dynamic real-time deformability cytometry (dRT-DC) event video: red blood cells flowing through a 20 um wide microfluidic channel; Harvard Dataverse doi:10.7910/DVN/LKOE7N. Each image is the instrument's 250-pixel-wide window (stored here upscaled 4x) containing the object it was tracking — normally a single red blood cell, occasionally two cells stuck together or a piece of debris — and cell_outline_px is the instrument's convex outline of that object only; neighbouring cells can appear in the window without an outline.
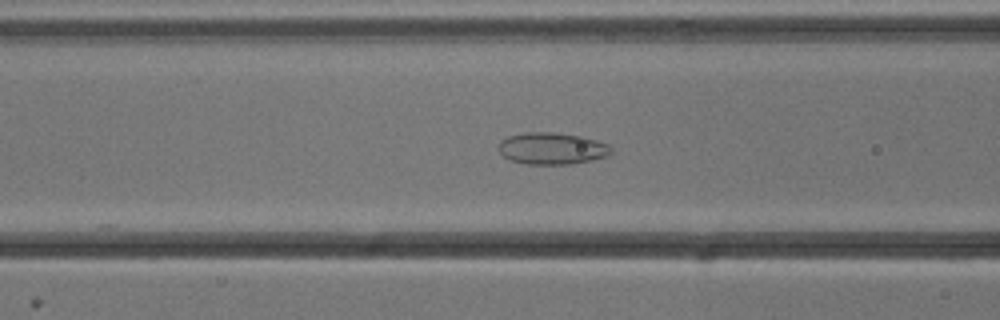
{"species": "common noctule bat (a hibernating species)", "species_latin": "Nyctalus noctula", "temperature_condition": "cold", "stored_images_in_passage": 41, "camera_frame_rate_fps": 3000, "um_per_image_px": 0.085, "animal": {"sex": "male", "body_mass_g": 13.3}, "frame": {"image": 1, "passage_image": 14, "time_ms": 4.333, "image_size_px": [1000, 320], "cell_outline_px": [[612, 152], [608, 156], [592, 160], [572, 164], [528, 164], [508, 160], [500, 152], [500, 140], [508, 136], [524, 132], [556, 132], [580, 136], [596, 140], [608, 144], [612, 148]], "centroid_in_image_um": [46.93, 12.62], "position_along_channel_um": 119.7, "area_um2": 20.98}}
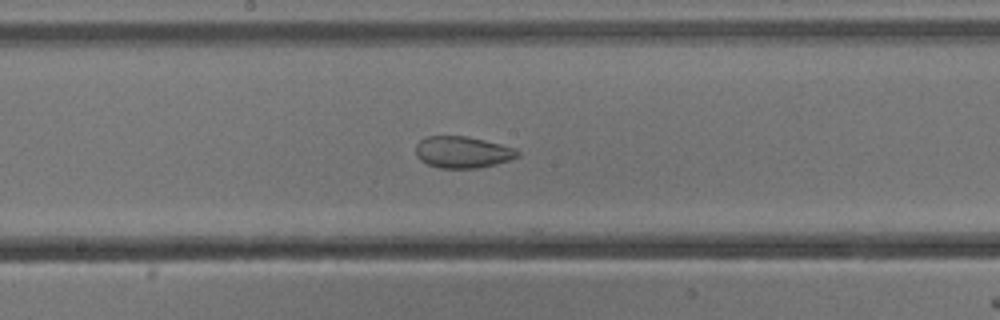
{"frame": {"image": 2, "passage_image": 21, "time_ms": 6.667, "image_size_px": [1000, 320], "cell_outline_px": [[520, 156], [496, 164], [476, 168], [440, 168], [428, 164], [420, 160], [416, 156], [416, 144], [420, 140], [428, 136], [468, 136], [516, 148], [520, 152]], "centroid_in_image_um": [39.32, 12.93], "position_along_channel_um": 208.9, "area_um2": 18.79}}
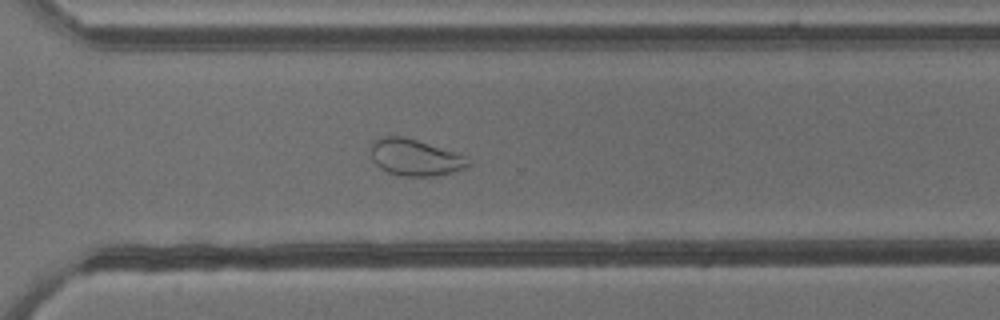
{"frame": {"image": 3, "passage_image": 31, "time_ms": 10.0, "image_size_px": [1000, 320], "cell_outline_px": [[472, 164], [464, 168], [452, 172], [432, 176], [404, 176], [388, 172], [380, 168], [372, 160], [368, 148], [376, 140], [384, 136], [404, 136], [464, 156], [472, 160]], "centroid_in_image_um": [35.24, 13.39], "position_along_channel_um": 335.4, "area_um2": 20.58}, "authors_computed_cell_mechanics": {"area_um2": 19.074, "velocity_mm_per_s": 3.8096, "shape_relaxation_time_tau1_ms": null, "shape_relaxation_time_tau2_ms": 1.9066, "deformation_change_tau1": null, "deformation_change_tau2": 0.0649}}